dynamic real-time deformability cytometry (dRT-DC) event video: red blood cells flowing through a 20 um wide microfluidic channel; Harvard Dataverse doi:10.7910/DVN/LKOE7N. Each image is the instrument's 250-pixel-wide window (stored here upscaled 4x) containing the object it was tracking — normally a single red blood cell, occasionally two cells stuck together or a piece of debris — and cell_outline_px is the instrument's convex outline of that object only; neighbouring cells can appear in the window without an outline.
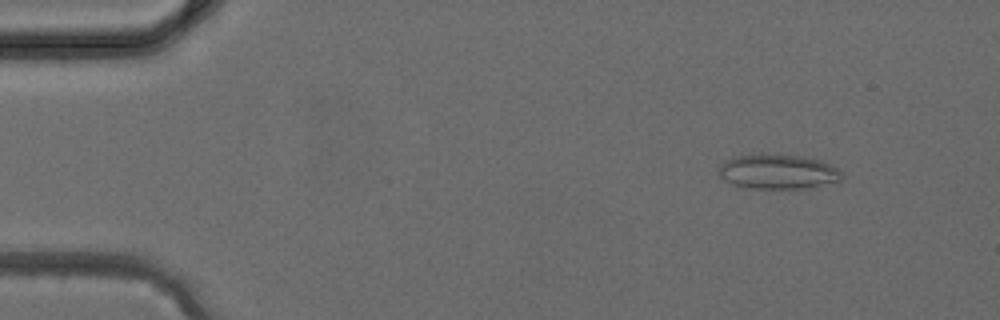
{"species": "common noctule bat (a hibernating species)", "species_latin": "Nyctalus noctula", "temperature_condition": "cold", "stored_images_in_passage": 35, "camera_frame_rate_fps": 3000, "um_per_image_px": 0.085, "animal": {"sex": "female", "body_mass_g": 24.6, "forearm_length_mm": 56.2}, "frame": {"image": 1, "passage_image": 2, "time_ms": 0.333, "image_size_px": [1000, 320], "cell_outline_px": [[844, 176], [840, 180], [804, 188], [752, 188], [736, 184], [724, 180], [720, 176], [720, 164], [736, 156], [760, 152], [764, 152], [800, 156], [820, 160], [832, 164]], "centroid_in_image_um": [66.12, 14.55], "position_along_channel_um": 18.9, "area_um2": 24.8}}
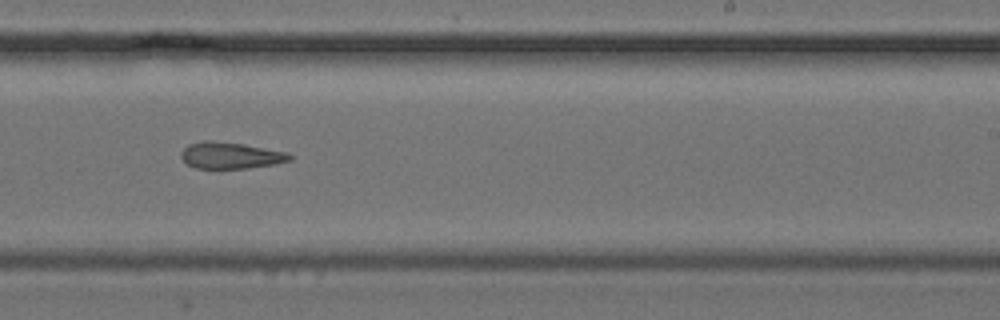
{"frame": {"image": 2, "passage_image": 21, "time_ms": 6.667, "image_size_px": [1000, 320], "cell_outline_px": [[292, 160], [276, 164], [220, 172], [196, 168], [188, 164], [180, 156], [180, 152], [188, 144], [204, 140], [208, 140], [244, 144], [288, 152], [292, 156]], "centroid_in_image_um": [19.58, 13.26], "position_along_channel_um": 269.4, "area_um2": 17.57}}
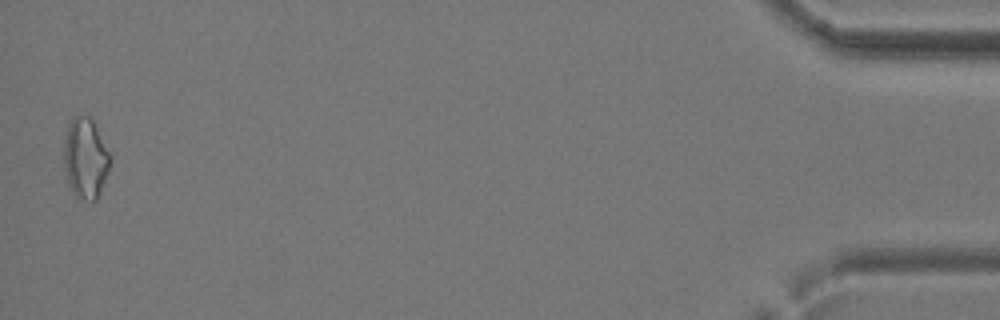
{"frame": {"image": 3, "passage_image": 35, "time_ms": 11.333, "image_size_px": [1000, 320], "cell_outline_px": [[112, 160], [108, 172], [100, 192], [96, 200], [92, 204], [76, 200], [68, 184], [64, 168], [64, 140], [68, 124], [76, 116], [88, 116], [92, 120], [112, 156]], "centroid_in_image_um": [7.27, 13.55], "position_along_channel_um": 427.9, "area_um2": 22.2}}